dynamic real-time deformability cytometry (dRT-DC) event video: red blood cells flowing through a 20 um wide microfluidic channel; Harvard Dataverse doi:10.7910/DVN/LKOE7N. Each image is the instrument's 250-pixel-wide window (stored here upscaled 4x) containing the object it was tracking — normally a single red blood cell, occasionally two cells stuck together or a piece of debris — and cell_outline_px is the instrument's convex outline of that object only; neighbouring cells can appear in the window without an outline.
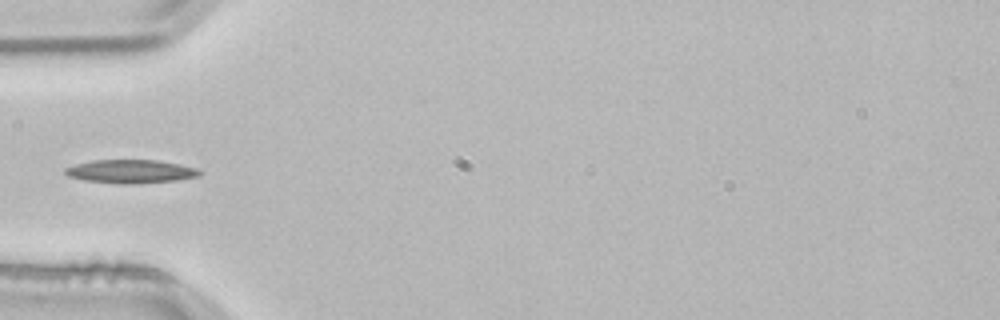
{"species": "common noctule bat (a hibernating species)", "species_latin": "Nyctalus noctula", "temperature_condition": "room temperature", "stored_images_in_passage": 4, "camera_frame_rate_fps": 3000, "um_per_image_px": 0.085, "animal": {"sex": "male", "body_mass_g": 21.5, "forearm_length_mm": 52.0}, "frame": {"image": 1, "passage_image": 4, "time_ms": 1.0, "image_size_px": [1000, 320], "cell_outline_px": [[200, 176], [176, 180], [132, 184], [120, 184], [84, 180], [68, 176], [64, 172], [64, 168], [76, 164], [92, 160], [156, 160], [196, 168], [200, 172]], "centroid_in_image_um": [11.06, 14.57], "position_along_channel_um": 73.9, "area_um2": 18.21}}